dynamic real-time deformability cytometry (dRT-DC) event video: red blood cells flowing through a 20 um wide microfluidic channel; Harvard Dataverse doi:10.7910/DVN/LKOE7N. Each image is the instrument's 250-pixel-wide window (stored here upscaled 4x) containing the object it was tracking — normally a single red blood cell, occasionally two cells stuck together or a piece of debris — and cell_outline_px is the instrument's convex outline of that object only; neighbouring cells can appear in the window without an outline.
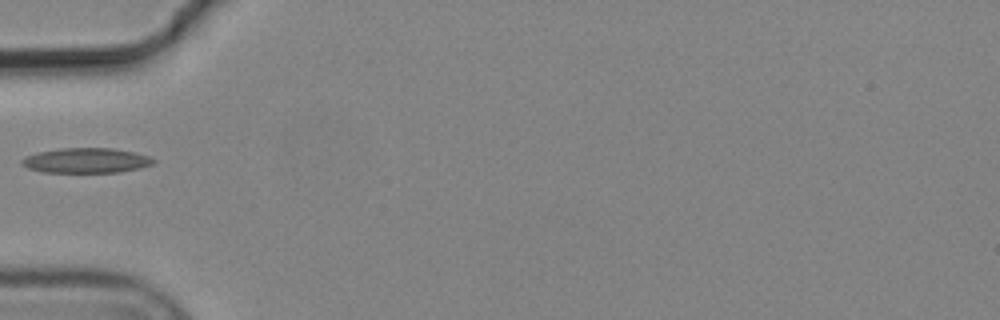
{"species": "common noctule bat (a hibernating species)", "species_latin": "Nyctalus noctula", "temperature_condition": "cold", "stored_images_in_passage": 1, "camera_frame_rate_fps": 3000, "um_per_image_px": 0.085, "animal": {"sex": "male", "body_mass_g": 19.2, "forearm_length_mm": 51.8}, "frame": {"image": 1, "passage_image": 1, "time_ms": 0.0, "image_size_px": [1000, 320], "cell_outline_px": [[156, 160], [152, 164], [140, 168], [120, 172], [44, 172], [28, 168], [20, 164], [20, 160], [24, 156], [36, 152], [60, 148], [112, 148], [136, 152], [148, 156]], "centroid_in_image_um": [7.29, 13.63], "position_along_channel_um": 77.7, "area_um2": 19.31}}